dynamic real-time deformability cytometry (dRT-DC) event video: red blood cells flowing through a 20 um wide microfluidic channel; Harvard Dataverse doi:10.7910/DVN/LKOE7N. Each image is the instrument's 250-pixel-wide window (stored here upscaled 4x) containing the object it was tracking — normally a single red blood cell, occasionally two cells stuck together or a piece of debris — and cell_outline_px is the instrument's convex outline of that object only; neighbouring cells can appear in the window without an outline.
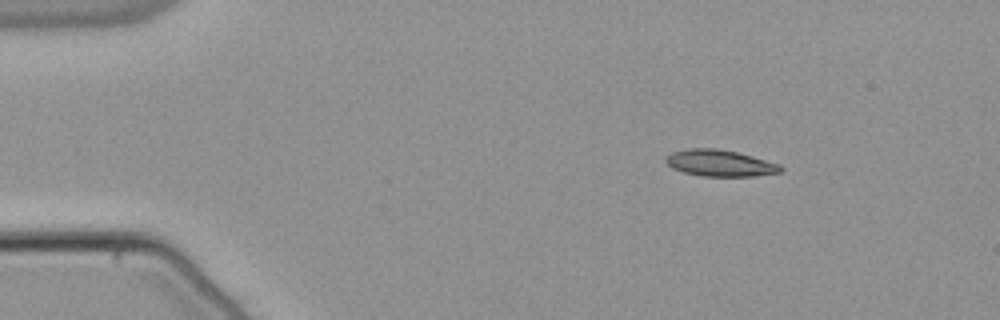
{"species": "common noctule bat (a hibernating species)", "species_latin": "Nyctalus noctula", "temperature_condition": "warm", "stored_images_in_passage": 47, "camera_frame_rate_fps": 3000, "um_per_image_px": 0.085, "animal": {"sex": "male", "body_mass_g": 21.5, "forearm_length_mm": 52.0}, "frame": {"image": 1, "passage_image": 1, "time_ms": 0.0, "image_size_px": [1000, 320], "cell_outline_px": [[784, 168], [780, 172], [752, 176], [700, 176], [684, 172], [672, 168], [664, 160], [672, 152], [688, 148], [716, 148], [736, 152], [752, 156], [780, 164]], "centroid_in_image_um": [61.19, 13.86], "position_along_channel_um": 23.8, "area_um2": 17.63}}
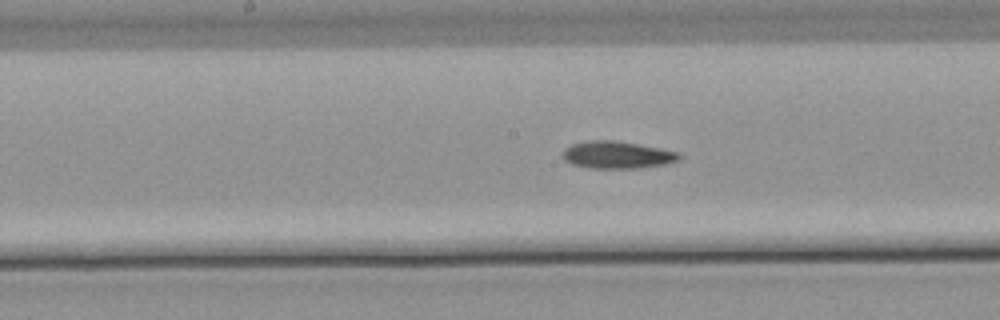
{"frame": {"image": 2, "passage_image": 21, "time_ms": 6.667, "image_size_px": [1000, 320], "cell_outline_px": [[680, 160], [664, 164], [640, 168], [588, 168], [572, 164], [564, 160], [564, 148], [572, 144], [592, 140], [612, 140], [636, 144], [680, 152]], "centroid_in_image_um": [52.46, 13.17], "position_along_channel_um": 195.7, "area_um2": 18.32}}
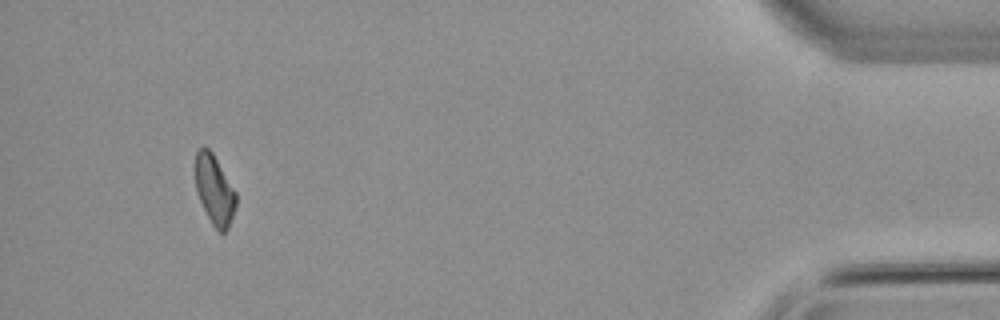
{"frame": {"image": 3, "passage_image": 44, "time_ms": 14.333, "image_size_px": [1000, 320], "cell_outline_px": [[236, 204], [228, 228], [224, 232], [220, 232], [212, 224], [200, 200], [196, 188], [196, 152], [200, 148], [208, 148], [212, 152], [236, 192]], "centroid_in_image_um": [18.24, 16.14], "position_along_channel_um": 417.0, "area_um2": 15.95}}